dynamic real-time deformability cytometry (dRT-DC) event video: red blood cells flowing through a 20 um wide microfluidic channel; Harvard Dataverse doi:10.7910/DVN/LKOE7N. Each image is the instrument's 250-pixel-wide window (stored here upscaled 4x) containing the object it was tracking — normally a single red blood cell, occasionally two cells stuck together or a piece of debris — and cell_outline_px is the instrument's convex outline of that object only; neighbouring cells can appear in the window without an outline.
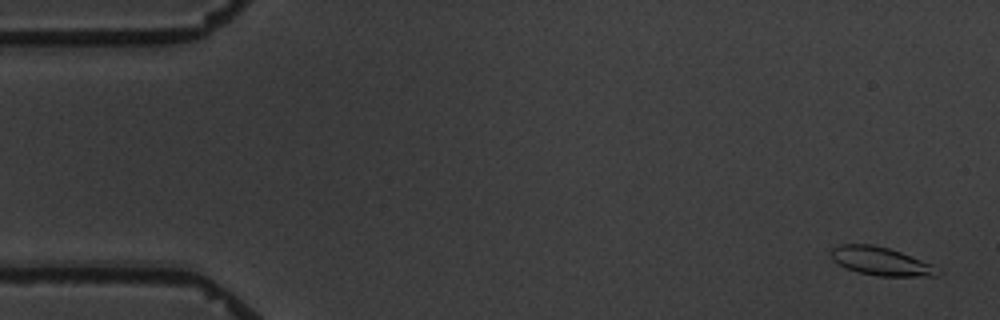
{"species": "common noctule bat (a hibernating species)", "species_latin": "Nyctalus noctula", "temperature_condition": "warm", "stored_images_in_passage": 5, "camera_frame_rate_fps": 3000, "um_per_image_px": 0.085, "animal": {"sex": "male", "body_mass_g": 19.5, "forearm_length_mm": 54.6}, "frame": {"image": 1, "passage_image": 1, "time_ms": 0.0, "image_size_px": [1000, 320], "cell_outline_px": [[940, 272], [936, 276], [876, 276], [856, 272], [832, 260], [832, 248], [840, 244], [872, 244], [888, 248], [900, 252], [932, 264], [940, 268]], "centroid_in_image_um": [74.9, 22.21], "position_along_channel_um": 10.1, "area_um2": 17.51}}